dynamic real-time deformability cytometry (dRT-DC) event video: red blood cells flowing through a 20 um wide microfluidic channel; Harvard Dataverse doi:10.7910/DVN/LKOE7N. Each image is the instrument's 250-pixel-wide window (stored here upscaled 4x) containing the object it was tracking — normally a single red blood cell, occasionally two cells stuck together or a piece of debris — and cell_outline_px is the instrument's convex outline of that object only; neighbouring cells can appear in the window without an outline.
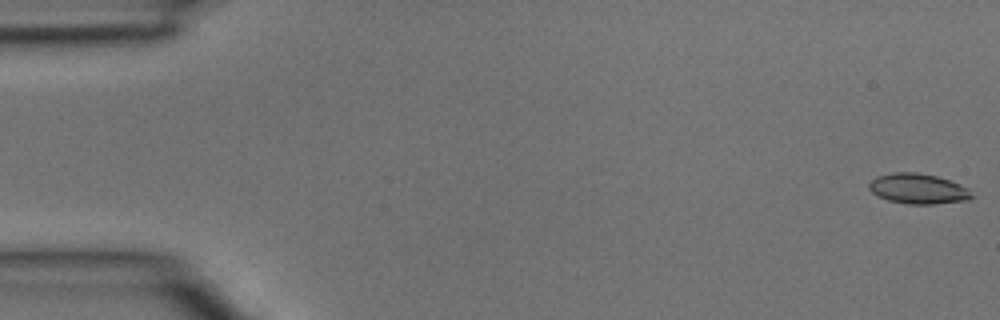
{"species": "common noctule bat (a hibernating species)", "species_latin": "Nyctalus noctula", "temperature_condition": "room temperature", "stored_images_in_passage": 3, "camera_frame_rate_fps": 3000, "um_per_image_px": 0.085, "animal": {"sex": "male", "body_mass_g": 15.6}, "frame": {"image": 1, "passage_image": 1, "time_ms": 0.0, "image_size_px": [1000, 320], "cell_outline_px": [[976, 196], [968, 200], [936, 204], [908, 204], [888, 200], [872, 192], [868, 188], [868, 184], [876, 176], [896, 172], [916, 172], [936, 176], [948, 180], [968, 188]], "centroid_in_image_um": [78.06, 16.05], "position_along_channel_um": 6.9, "area_um2": 18.09}}